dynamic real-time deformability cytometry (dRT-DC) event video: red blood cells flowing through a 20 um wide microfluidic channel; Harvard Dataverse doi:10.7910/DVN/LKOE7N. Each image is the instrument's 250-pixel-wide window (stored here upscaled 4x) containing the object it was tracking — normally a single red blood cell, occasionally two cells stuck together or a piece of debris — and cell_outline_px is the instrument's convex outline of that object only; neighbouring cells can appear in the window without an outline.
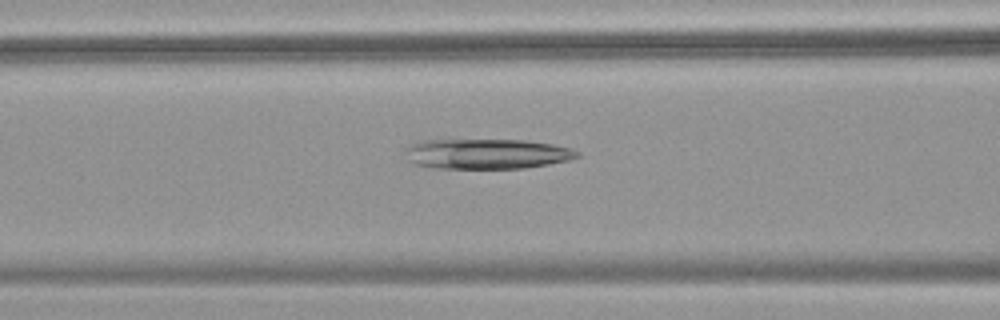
{"species": "common noctule bat (a hibernating species)", "species_latin": "Nyctalus noctula", "temperature_condition": "warm", "stored_images_in_passage": 54, "camera_frame_rate_fps": 3000, "um_per_image_px": 0.085, "animal": {"sex": "female", "body_mass_g": 18.4}, "frame": {"image": 1, "passage_image": 22, "time_ms": 7.0, "image_size_px": [1000, 320], "cell_outline_px": [[580, 156], [568, 160], [548, 164], [524, 168], [436, 168], [416, 164], [408, 160], [400, 152], [408, 144], [420, 140], [524, 140], [552, 144], [572, 148], [580, 152]], "centroid_in_image_um": [41.3, 13.07], "position_along_channel_um": 125.3, "area_um2": 30.52}}
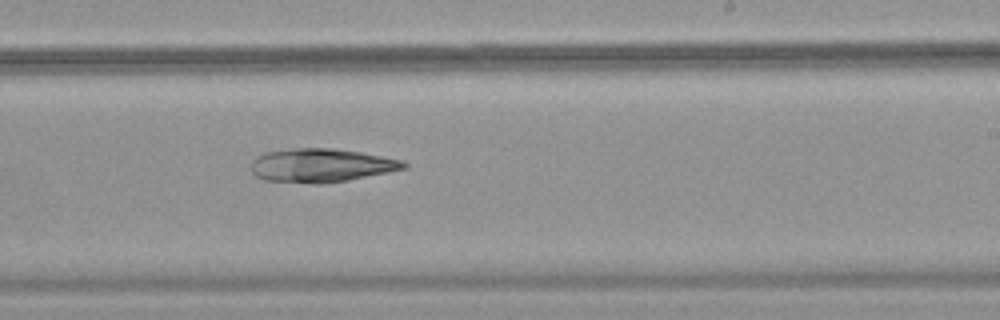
{"frame": {"image": 2, "passage_image": 33, "time_ms": 10.667, "image_size_px": [1000, 320], "cell_outline_px": [[408, 168], [348, 180], [324, 184], [316, 184], [264, 180], [256, 176], [252, 172], [252, 160], [256, 156], [264, 152], [296, 148], [336, 148], [360, 152], [404, 160], [408, 164]], "centroid_in_image_um": [27.31, 14.06], "position_along_channel_um": 261.7, "area_um2": 30.11}}
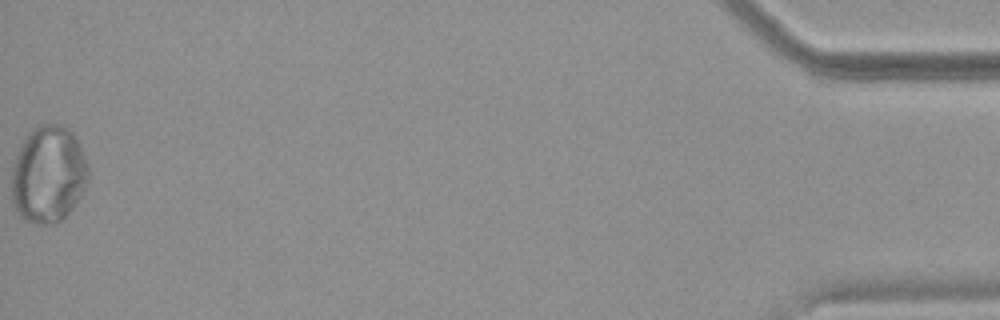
{"frame": {"image": 3, "passage_image": 54, "time_ms": 17.667, "image_size_px": [1000, 320], "cell_outline_px": [[88, 180], [80, 196], [72, 208], [56, 224], [36, 224], [24, 220], [20, 216], [12, 204], [12, 168], [16, 156], [28, 132], [32, 128], [40, 124], [60, 124], [68, 128], [72, 132], [88, 164]], "centroid_in_image_um": [4.09, 14.83], "position_along_channel_um": 431.1, "area_um2": 43.29}}